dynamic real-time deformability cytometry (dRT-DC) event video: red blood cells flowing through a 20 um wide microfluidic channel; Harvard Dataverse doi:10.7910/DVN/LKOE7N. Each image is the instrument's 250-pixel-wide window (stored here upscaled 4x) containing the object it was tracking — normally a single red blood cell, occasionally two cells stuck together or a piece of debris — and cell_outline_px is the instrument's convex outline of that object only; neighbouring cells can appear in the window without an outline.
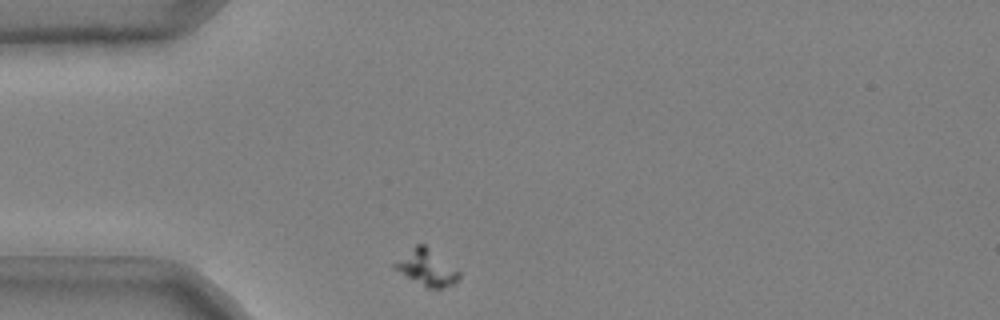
{"species": "common noctule bat (a hibernating species)", "species_latin": "Nyctalus noctula", "temperature_condition": "cold", "stored_images_in_passage": 42, "camera_frame_rate_fps": 3000, "um_per_image_px": 0.085, "animal": {"sex": "male", "body_mass_g": 20.4}, "frame": {"image": 1, "passage_image": 1, "time_ms": 0.0, "image_size_px": [1000, 320], "cell_outline_px": [[460, 276], [452, 284], [444, 288], [428, 288], [392, 268], [392, 264], [416, 244], [424, 244], [460, 272]], "centroid_in_image_um": [36.24, 22.75], "position_along_channel_um": 48.8, "area_um2": 13.06}}
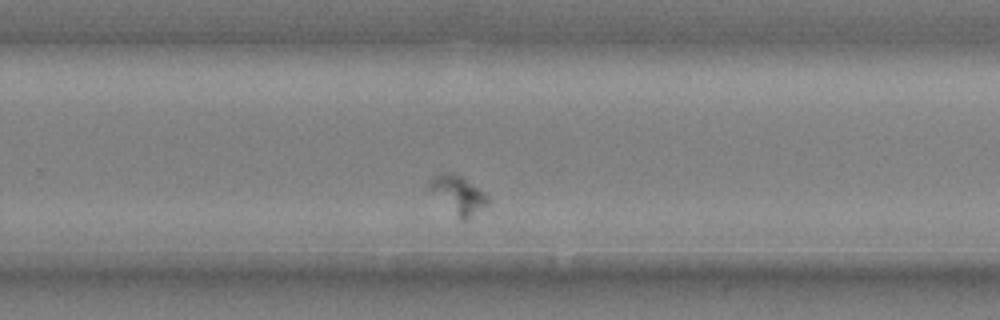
{"frame": {"image": 2, "passage_image": 24, "time_ms": 7.667, "image_size_px": [1000, 320], "cell_outline_px": [[492, 200], [488, 204], [468, 220], [464, 220], [428, 188], [428, 180], [432, 176], [444, 172], [448, 172], [460, 176], [472, 184], [488, 196]], "centroid_in_image_um": [38.98, 16.52], "position_along_channel_um": 290.8, "area_um2": 12.31}}
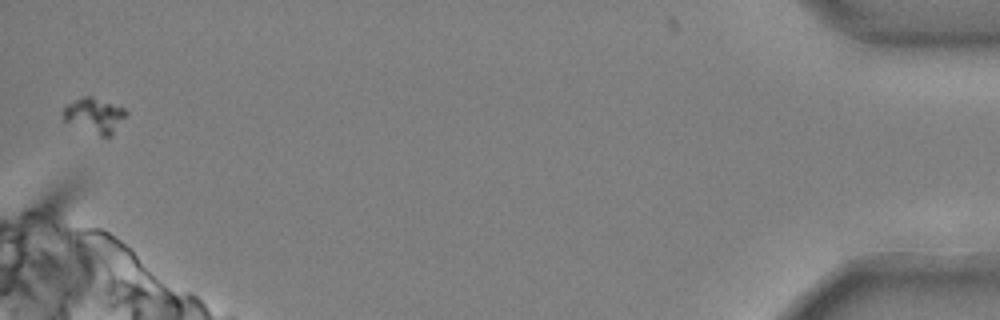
{"frame": {"image": 3, "passage_image": 42, "time_ms": 13.667, "image_size_px": [1000, 320], "cell_outline_px": [[128, 116], [112, 136], [100, 136], [64, 120], [60, 116], [64, 104], [84, 96], [92, 96], [124, 108], [128, 112]], "centroid_in_image_um": [8.04, 9.8], "position_along_channel_um": 427.2, "area_um2": 13.12}}